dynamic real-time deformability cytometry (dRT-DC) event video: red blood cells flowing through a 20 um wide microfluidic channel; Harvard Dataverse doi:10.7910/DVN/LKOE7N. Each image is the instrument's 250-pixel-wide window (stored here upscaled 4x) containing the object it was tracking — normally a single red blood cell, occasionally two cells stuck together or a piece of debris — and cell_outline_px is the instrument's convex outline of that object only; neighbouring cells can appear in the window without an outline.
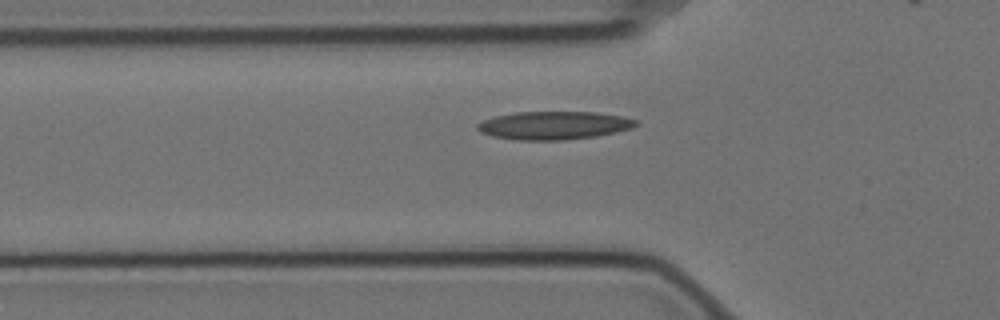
{"species": "Egyptian fruit bat (a non-hibernating species)", "species_latin": "Rousettus aegyptiacus", "temperature_condition": "cold", "stored_images_in_passage": 38, "camera_frame_rate_fps": 3000, "um_per_image_px": 0.085, "animal": {"sex": "female"}, "frame": {"image": 1, "passage_image": 6, "time_ms": 1.667, "image_size_px": [1000, 320], "cell_outline_px": [[640, 124], [632, 128], [616, 132], [596, 136], [564, 140], [516, 140], [492, 136], [480, 132], [476, 128], [476, 124], [484, 120], [496, 116], [516, 112], [596, 112], [624, 116], [640, 120]], "centroid_in_image_um": [47.13, 10.66], "position_along_channel_um": 78.7, "area_um2": 26.24}}
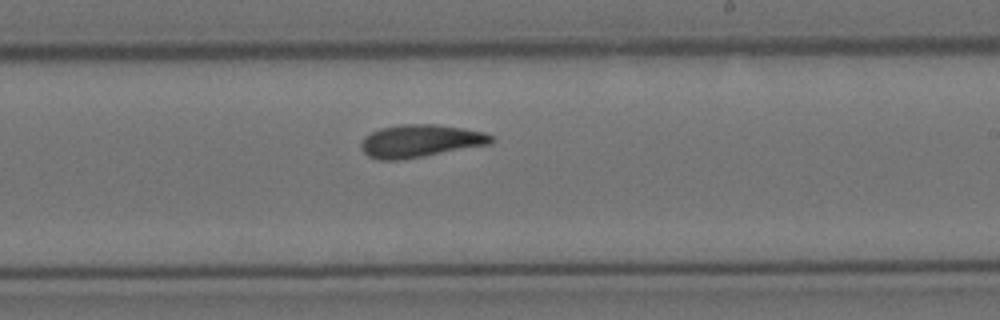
{"frame": {"image": 2, "passage_image": 21, "time_ms": 6.667, "image_size_px": [1000, 320], "cell_outline_px": [[492, 144], [424, 156], [400, 160], [380, 160], [368, 156], [360, 148], [360, 144], [364, 136], [380, 128], [404, 124], [436, 124], [464, 128], [484, 132], [492, 136]], "centroid_in_image_um": [35.71, 11.98], "position_along_channel_um": 253.3, "area_um2": 24.85}}
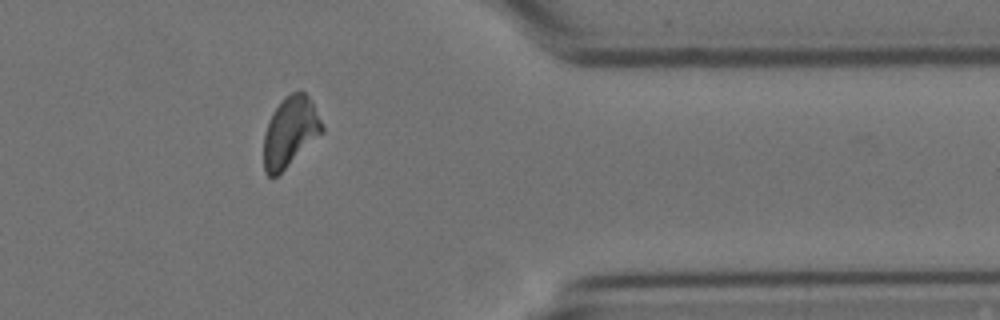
{"frame": {"image": 3, "passage_image": 34, "time_ms": 11.0, "image_size_px": [1000, 320], "cell_outline_px": [[324, 132], [276, 176], [268, 176], [264, 172], [264, 136], [272, 112], [284, 96], [292, 92], [304, 92], [308, 96], [324, 124]], "centroid_in_image_um": [24.67, 11.19], "position_along_channel_um": 386.7, "area_um2": 23.58}}